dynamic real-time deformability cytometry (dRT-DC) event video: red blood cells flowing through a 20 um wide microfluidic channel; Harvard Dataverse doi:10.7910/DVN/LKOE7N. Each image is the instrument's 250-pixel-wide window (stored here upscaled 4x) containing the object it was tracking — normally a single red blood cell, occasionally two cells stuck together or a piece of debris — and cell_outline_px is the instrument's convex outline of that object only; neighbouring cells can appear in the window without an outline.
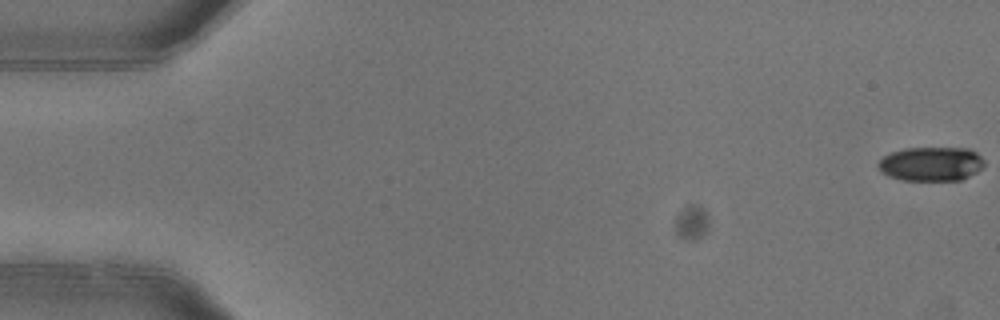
{"species": "common noctule bat (a hibernating species)", "species_latin": "Nyctalus noctula", "temperature_condition": "warm", "stored_images_in_passage": 5, "camera_frame_rate_fps": 3000, "um_per_image_px": 0.085, "animal": {"sex": "female"}, "frame": {"image": 1, "passage_image": 1, "time_ms": 0.0, "image_size_px": [1000, 320], "cell_outline_px": [[984, 164], [976, 172], [960, 180], [900, 180], [888, 176], [876, 164], [884, 156], [892, 152], [904, 148], [968, 148], [976, 152], [984, 160]], "centroid_in_image_um": [79.14, 13.93], "position_along_channel_um": 5.9, "area_um2": 20.98}}
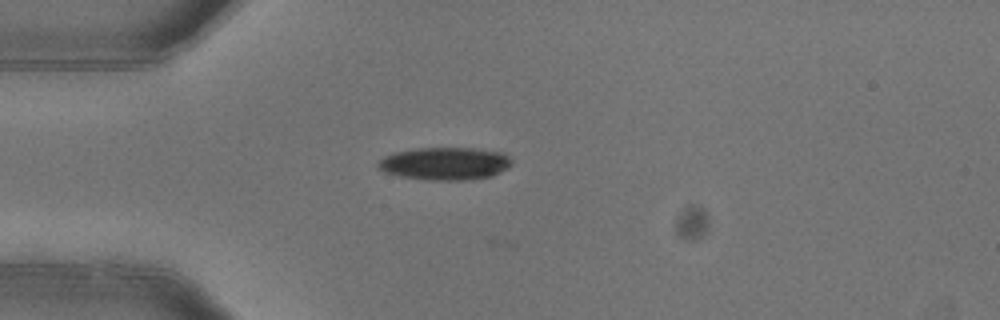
{"frame": {"image": 2, "passage_image": 5, "time_ms": 1.333, "image_size_px": [1000, 320], "cell_outline_px": [[512, 164], [508, 168], [492, 176], [464, 180], [428, 180], [400, 176], [384, 172], [376, 168], [376, 164], [384, 156], [396, 152], [416, 148], [472, 148], [504, 152], [512, 160]], "centroid_in_image_um": [37.82, 13.9], "position_along_channel_um": 47.2, "area_um2": 25.61}}